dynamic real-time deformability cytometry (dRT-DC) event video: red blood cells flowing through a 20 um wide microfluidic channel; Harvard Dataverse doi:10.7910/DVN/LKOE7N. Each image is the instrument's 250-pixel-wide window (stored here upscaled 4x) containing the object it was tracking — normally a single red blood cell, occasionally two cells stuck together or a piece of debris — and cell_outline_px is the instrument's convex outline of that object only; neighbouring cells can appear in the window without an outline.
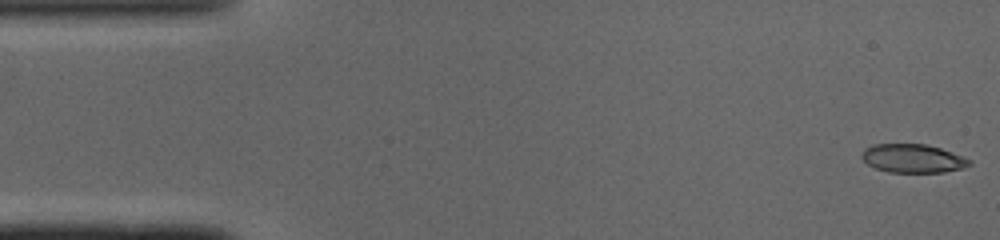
{"species": "common noctule bat (a hibernating species)", "species_latin": "Nyctalus noctula", "temperature_condition": "cold", "stored_images_in_passage": 48, "camera_frame_rate_fps": 3000, "um_per_image_px": 0.085, "animal": {"sex": "male", "body_mass_g": 19.0, "forearm_length_mm": 50.8}, "frame": {"image": 1, "passage_image": 1, "time_ms": 0.0, "image_size_px": [1000, 240], "cell_outline_px": [[972, 164], [964, 168], [944, 172], [888, 172], [876, 168], [868, 164], [860, 156], [864, 148], [872, 144], [924, 144], [940, 148], [972, 160]], "centroid_in_image_um": [77.58, 13.46], "position_along_channel_um": 7.4, "area_um2": 17.92}}
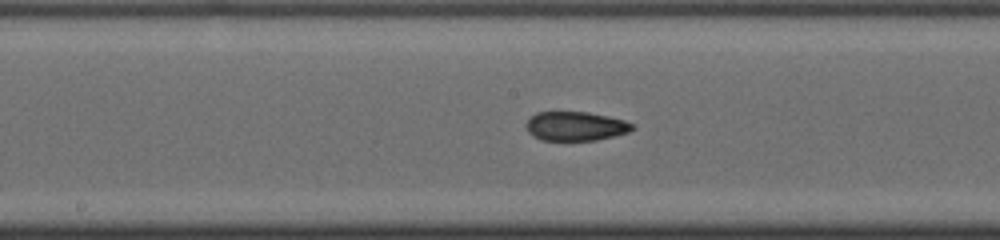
{"frame": {"image": 2, "passage_image": 24, "time_ms": 7.667, "image_size_px": [1000, 240], "cell_outline_px": [[636, 128], [628, 132], [596, 140], [540, 140], [532, 136], [528, 132], [528, 120], [536, 112], [588, 112], [608, 116], [624, 120], [636, 124]], "centroid_in_image_um": [48.96, 10.72], "position_along_channel_um": 199.2, "area_um2": 17.98}}
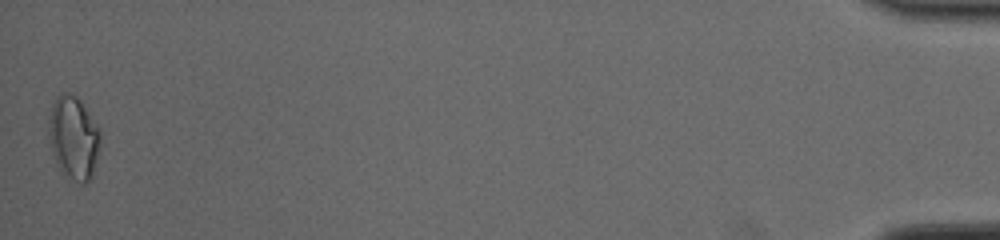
{"frame": {"image": 3, "passage_image": 48, "time_ms": 15.667, "image_size_px": [1000, 240], "cell_outline_px": [[100, 148], [92, 176], [84, 184], [80, 184], [60, 172], [52, 152], [48, 132], [48, 116], [52, 104], [56, 96], [64, 92], [68, 92], [76, 96], [80, 100], [100, 128]], "centroid_in_image_um": [6.25, 11.7], "position_along_channel_um": 429.0, "area_um2": 25.37}, "authors_computed_cell_mechanics": {"area_um2": 18.5827, "velocity_mm_per_s": 4.1159, "shape_relaxation_time_tau1_ms": null, "shape_relaxation_time_tau2_ms": 1.4724, "deformation_change_tau1": null, "deformation_change_tau2": 0.0671}}